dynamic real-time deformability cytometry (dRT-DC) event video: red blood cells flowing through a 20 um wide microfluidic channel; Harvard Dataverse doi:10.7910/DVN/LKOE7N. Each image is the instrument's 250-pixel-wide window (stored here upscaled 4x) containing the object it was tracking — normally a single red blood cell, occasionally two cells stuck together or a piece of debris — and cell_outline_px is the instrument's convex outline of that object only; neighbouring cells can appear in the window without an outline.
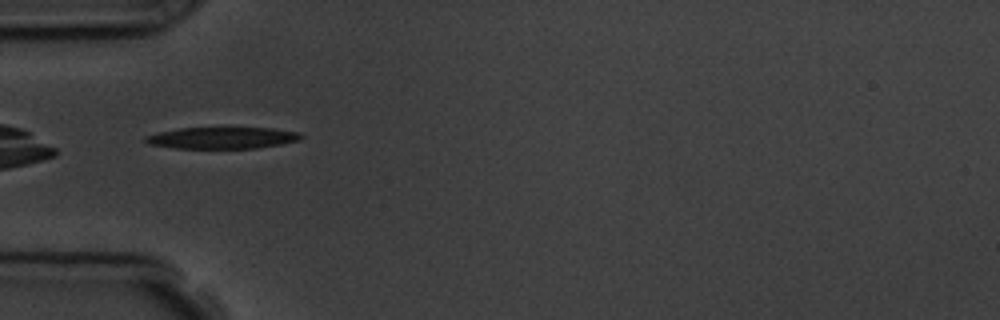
{"species": "common noctule bat (a hibernating species)", "species_latin": "Nyctalus noctula", "temperature_condition": "room temperature", "stored_images_in_passage": 5, "camera_frame_rate_fps": 3000, "um_per_image_px": 0.085, "animal": {"sex": "male", "body_mass_g": 19.5, "forearm_length_mm": 54.6}, "frame": {"image": 1, "passage_image": 4, "time_ms": 3.333, "image_size_px": [1000, 320], "cell_outline_px": [[304, 136], [300, 140], [280, 144], [256, 148], [176, 148], [148, 144], [144, 140], [144, 136], [160, 132], [180, 128], [272, 128], [300, 132]], "centroid_in_image_um": [18.91, 11.72], "position_along_channel_um": 66.1, "area_um2": 19.48}}